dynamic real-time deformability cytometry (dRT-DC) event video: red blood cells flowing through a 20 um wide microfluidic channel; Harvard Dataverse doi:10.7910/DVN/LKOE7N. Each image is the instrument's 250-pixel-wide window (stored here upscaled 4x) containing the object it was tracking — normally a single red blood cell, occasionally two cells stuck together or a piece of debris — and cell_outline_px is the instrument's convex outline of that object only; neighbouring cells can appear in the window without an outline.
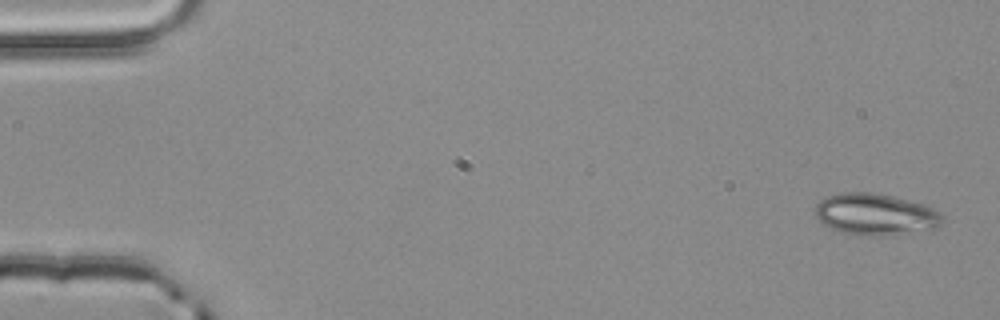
{"species": "common noctule bat (a hibernating species)", "species_latin": "Nyctalus noctula", "temperature_condition": "room temperature", "stored_images_in_passage": 4, "camera_frame_rate_fps": 3000, "um_per_image_px": 0.085, "animal": {"sex": "male", "body_mass_g": 20.4}, "frame": {"image": 1, "passage_image": 1, "time_ms": 0.0, "image_size_px": [1000, 320], "cell_outline_px": [[944, 216], [940, 224], [932, 228], [884, 236], [868, 236], [844, 232], [832, 228], [824, 224], [816, 216], [816, 204], [820, 200], [828, 196], [840, 192], [868, 192], [892, 196], [924, 204], [936, 208]], "centroid_in_image_um": [74.42, 18.2], "position_along_channel_um": 10.6, "area_um2": 30.52}}